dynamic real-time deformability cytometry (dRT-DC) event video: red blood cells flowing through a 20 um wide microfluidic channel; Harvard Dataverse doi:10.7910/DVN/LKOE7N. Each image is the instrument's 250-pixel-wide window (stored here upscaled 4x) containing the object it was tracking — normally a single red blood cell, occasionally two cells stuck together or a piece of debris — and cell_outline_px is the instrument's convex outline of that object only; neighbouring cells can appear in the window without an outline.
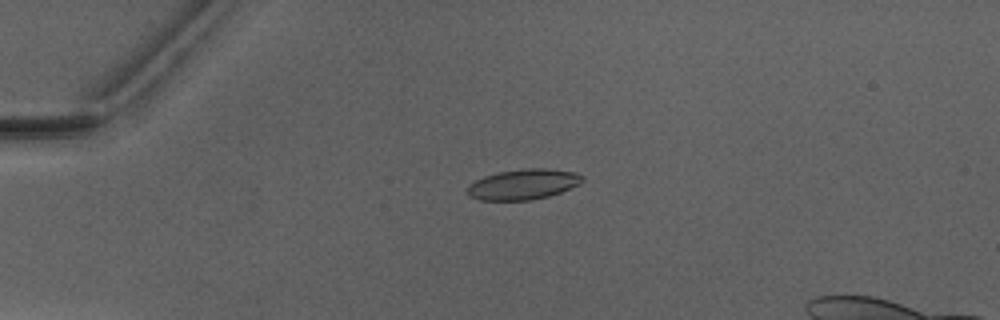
{"species": "Egyptian fruit bat (a non-hibernating species)", "species_latin": "Rousettus aegyptiacus", "temperature_condition": "warm", "stored_images_in_passage": 6, "camera_frame_rate_fps": 3000, "um_per_image_px": 0.085, "animal": {"sex": "male"}, "frame": {"image": 1, "passage_image": 4, "time_ms": 4.333, "image_size_px": [1000, 320], "cell_outline_px": [[584, 180], [580, 184], [560, 192], [548, 196], [532, 200], [480, 200], [468, 196], [468, 184], [484, 176], [500, 172], [524, 168], [544, 168], [576, 172], [584, 176]], "centroid_in_image_um": [44.49, 15.66], "position_along_channel_um": 40.5, "area_um2": 20.4}}
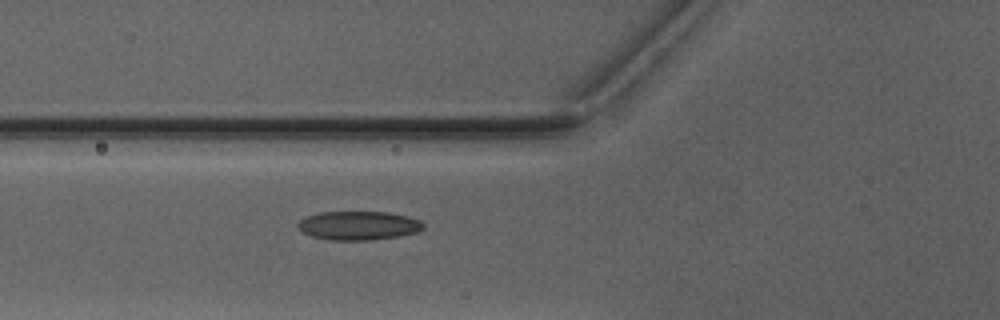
{"frame": {"image": 2, "passage_image": 6, "time_ms": 6.667, "image_size_px": [1000, 320], "cell_outline_px": [[424, 228], [416, 232], [400, 236], [372, 240], [328, 240], [312, 236], [300, 232], [296, 224], [300, 220], [308, 216], [320, 212], [388, 212], [408, 216], [420, 220], [424, 224]], "centroid_in_image_um": [30.46, 19.18], "position_along_channel_um": 95.3, "area_um2": 21.21}}